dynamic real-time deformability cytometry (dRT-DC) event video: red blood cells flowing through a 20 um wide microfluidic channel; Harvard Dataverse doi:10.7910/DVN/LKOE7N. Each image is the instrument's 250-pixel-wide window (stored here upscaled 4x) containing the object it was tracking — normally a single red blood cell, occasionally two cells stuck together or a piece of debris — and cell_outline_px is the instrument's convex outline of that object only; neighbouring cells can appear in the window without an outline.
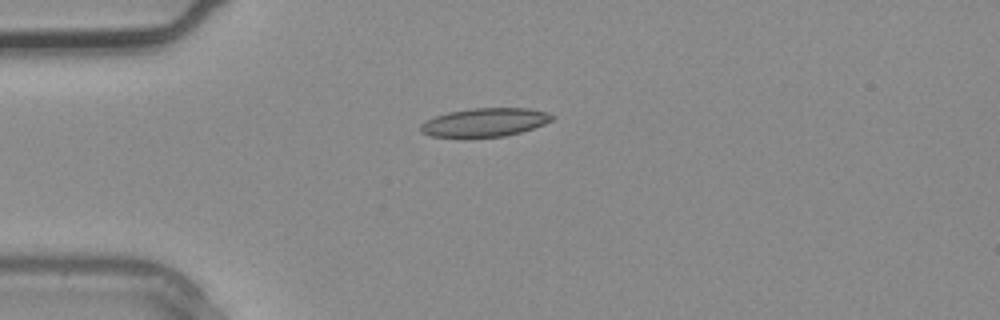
{"species": "common noctule bat (a hibernating species)", "species_latin": "Nyctalus noctula", "temperature_condition": "warm", "stored_images_in_passage": 1, "camera_frame_rate_fps": 3000, "um_per_image_px": 0.085, "animal": {"sex": "male", "body_mass_g": 20.4}, "frame": {"image": 1, "passage_image": 1, "time_ms": 0.0, "image_size_px": [1000, 320], "cell_outline_px": [[556, 116], [552, 120], [544, 124], [520, 132], [504, 136], [468, 140], [460, 140], [432, 136], [420, 132], [420, 124], [436, 116], [448, 112], [472, 108], [528, 108], [548, 112]], "centroid_in_image_um": [41.16, 10.44], "position_along_channel_um": 43.8, "area_um2": 22.66}}